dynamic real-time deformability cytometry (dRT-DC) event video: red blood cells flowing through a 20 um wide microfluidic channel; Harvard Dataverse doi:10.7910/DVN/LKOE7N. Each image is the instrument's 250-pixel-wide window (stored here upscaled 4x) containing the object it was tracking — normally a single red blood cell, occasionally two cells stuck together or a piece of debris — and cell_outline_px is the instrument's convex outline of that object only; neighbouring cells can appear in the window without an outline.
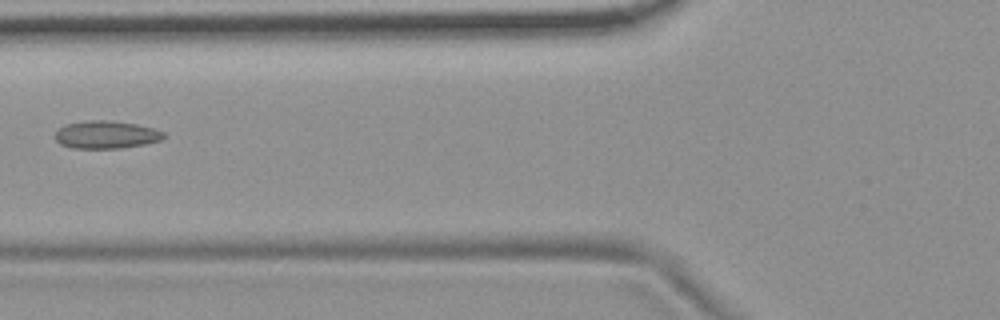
{"species": "common noctule bat (a hibernating species)", "species_latin": "Nyctalus noctula", "temperature_condition": "room temperature", "stored_images_in_passage": 5, "camera_frame_rate_fps": 3000, "um_per_image_px": 0.085, "animal": {"sex": "female", "body_mass_g": 19.9}, "frame": {"image": 1, "passage_image": 4, "time_ms": 1.0, "image_size_px": [1000, 320], "cell_outline_px": [[164, 136], [160, 140], [144, 144], [120, 148], [72, 148], [60, 144], [56, 140], [56, 132], [64, 124], [88, 120], [104, 120], [136, 124], [152, 128], [164, 132]], "centroid_in_image_um": [8.99, 11.45], "position_along_channel_um": 116.8, "area_um2": 17.34}}
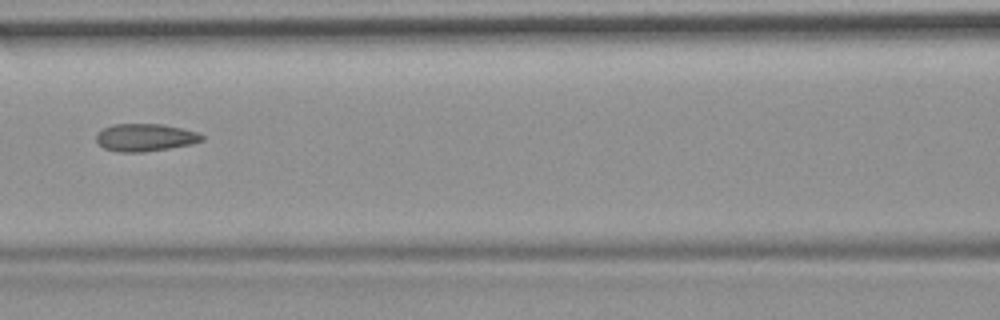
{"frame": {"image": 2, "passage_image": 5, "time_ms": 1.333, "image_size_px": [1000, 320], "cell_outline_px": [[204, 140], [192, 144], [144, 152], [120, 152], [104, 148], [96, 140], [96, 136], [104, 128], [112, 124], [164, 124], [200, 132], [204, 136]], "centroid_in_image_um": [12.39, 11.68], "position_along_channel_um": 154.2, "area_um2": 16.99}}